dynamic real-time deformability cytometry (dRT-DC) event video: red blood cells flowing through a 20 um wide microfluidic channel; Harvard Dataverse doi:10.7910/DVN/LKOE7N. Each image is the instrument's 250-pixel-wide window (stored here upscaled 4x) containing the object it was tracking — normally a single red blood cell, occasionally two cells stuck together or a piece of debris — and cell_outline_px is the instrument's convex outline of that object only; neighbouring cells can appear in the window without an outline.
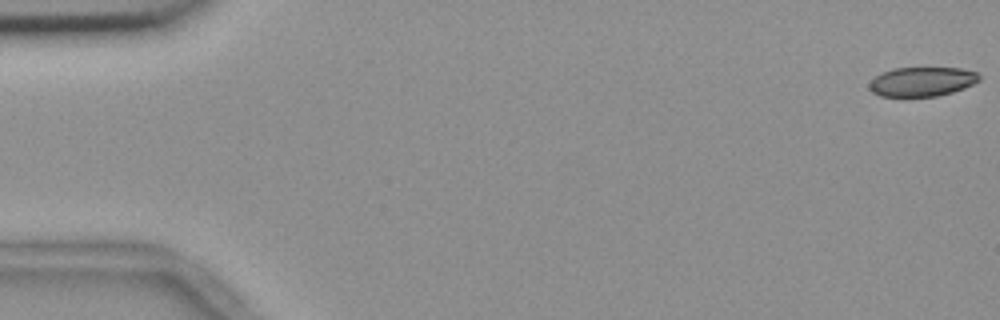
{"species": "common noctule bat (a hibernating species)", "species_latin": "Nyctalus noctula", "temperature_condition": "room temperature", "stored_images_in_passage": 56, "camera_frame_rate_fps": 3000, "um_per_image_px": 0.085, "animal": {"sex": "female", "body_mass_g": 18.4}, "frame": {"image": 1, "passage_image": 1, "time_ms": 0.0, "image_size_px": [1000, 320], "cell_outline_px": [[980, 80], [964, 88], [952, 92], [936, 96], [880, 96], [872, 92], [868, 88], [868, 84], [876, 76], [884, 72], [896, 68], [960, 68], [976, 72], [980, 76]], "centroid_in_image_um": [78.37, 6.94], "position_along_channel_um": 6.6, "area_um2": 18.61}}
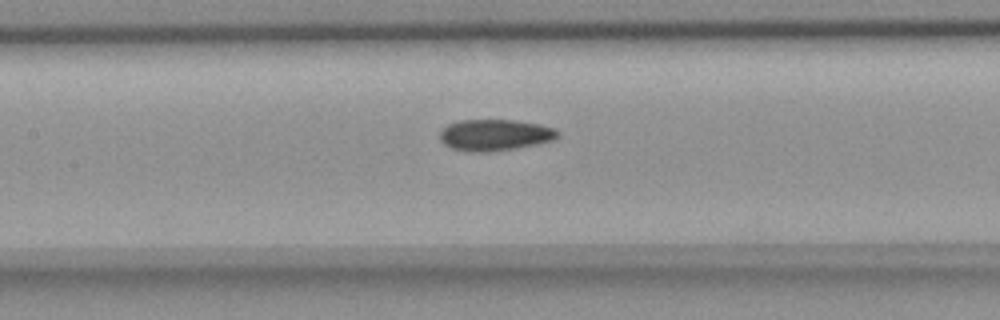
{"frame": {"image": 2, "passage_image": 26, "time_ms": 8.333, "image_size_px": [1000, 320], "cell_outline_px": [[560, 136], [552, 140], [536, 144], [516, 148], [488, 152], [468, 152], [452, 148], [444, 144], [440, 140], [440, 132], [448, 124], [460, 120], [512, 120], [540, 124], [556, 128], [560, 132]], "centroid_in_image_um": [42.08, 11.47], "position_along_channel_um": 165.3, "area_um2": 21.62}}
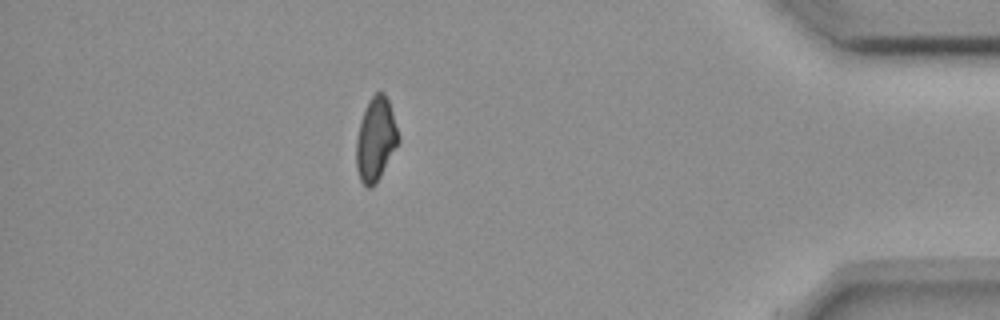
{"frame": {"image": 3, "passage_image": 49, "time_ms": 16.0, "image_size_px": [1000, 320], "cell_outline_px": [[400, 140], [376, 184], [372, 188], [368, 188], [360, 180], [356, 168], [356, 140], [360, 120], [368, 100], [376, 92], [384, 92], [388, 100], [400, 136]], "centroid_in_image_um": [31.93, 11.85], "position_along_channel_um": 403.3, "area_um2": 20.58}, "authors_computed_cell_mechanics": {"area_um2": 21.0392, "velocity_mm_per_s": 3.6884, "shape_relaxation_time_tau1_ms": 8.2692, "shape_relaxation_time_tau2_ms": 4.8094, "deformation_change_tau1": 0.1616, "deformation_change_tau2": 0.0931}}